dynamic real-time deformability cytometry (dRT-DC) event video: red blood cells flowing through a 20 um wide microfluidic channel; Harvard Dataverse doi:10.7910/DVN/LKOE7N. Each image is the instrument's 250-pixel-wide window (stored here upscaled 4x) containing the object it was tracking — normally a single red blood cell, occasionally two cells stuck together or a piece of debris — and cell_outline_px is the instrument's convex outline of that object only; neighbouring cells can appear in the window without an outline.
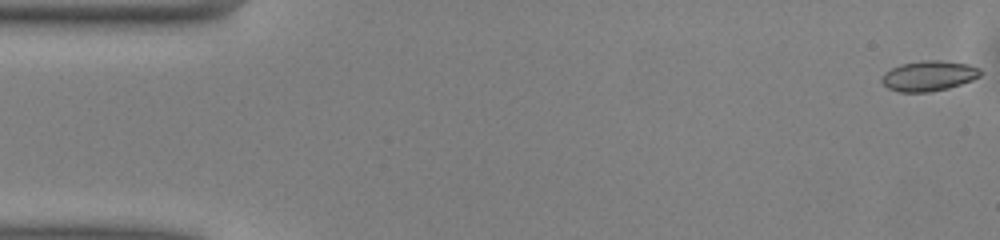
{"species": "common noctule bat (a hibernating species)", "species_latin": "Nyctalus noctula", "temperature_condition": "warm", "stored_images_in_passage": 50, "camera_frame_rate_fps": 3000, "um_per_image_px": 0.085, "animal": {"sex": "male", "body_mass_g": 13.0, "forearm_length_mm": 53.1}, "frame": {"image": 1, "passage_image": 1, "time_ms": 0.0, "image_size_px": [1000, 240], "cell_outline_px": [[984, 72], [980, 76], [972, 80], [948, 88], [932, 92], [900, 92], [888, 88], [880, 80], [884, 72], [900, 64], [920, 60], [940, 60], [968, 64], [980, 68]], "centroid_in_image_um": [78.95, 6.44], "position_along_channel_um": 6.0, "area_um2": 17.57}}
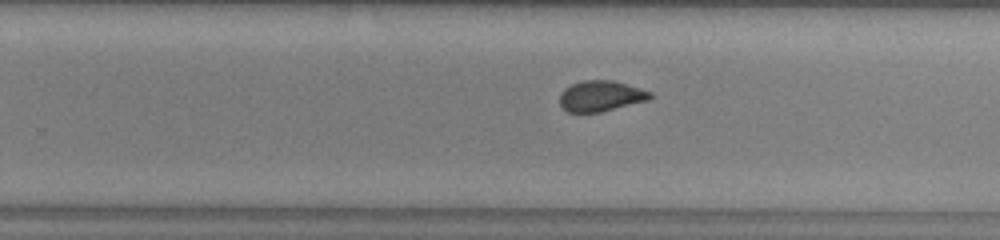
{"frame": {"image": 2, "passage_image": 31, "time_ms": 10.0, "image_size_px": [1000, 240], "cell_outline_px": [[652, 96], [648, 100], [600, 112], [568, 112], [560, 104], [560, 92], [564, 88], [572, 84], [584, 80], [612, 80], [652, 92]], "centroid_in_image_um": [51.05, 8.16], "position_along_channel_um": 278.8, "area_um2": 16.01}}
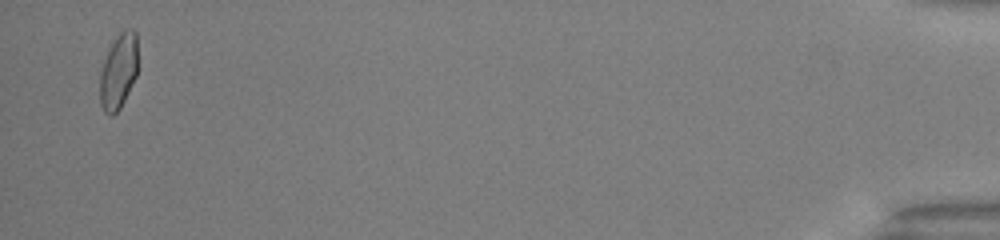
{"frame": {"image": 3, "passage_image": 49, "time_ms": 16.0, "image_size_px": [1000, 240], "cell_outline_px": [[136, 76], [120, 108], [112, 116], [108, 116], [104, 112], [100, 104], [100, 72], [104, 60], [116, 36], [124, 28], [132, 28], [136, 32]], "centroid_in_image_um": [10.05, 6.07], "position_along_channel_um": 425.1, "area_um2": 16.47}}